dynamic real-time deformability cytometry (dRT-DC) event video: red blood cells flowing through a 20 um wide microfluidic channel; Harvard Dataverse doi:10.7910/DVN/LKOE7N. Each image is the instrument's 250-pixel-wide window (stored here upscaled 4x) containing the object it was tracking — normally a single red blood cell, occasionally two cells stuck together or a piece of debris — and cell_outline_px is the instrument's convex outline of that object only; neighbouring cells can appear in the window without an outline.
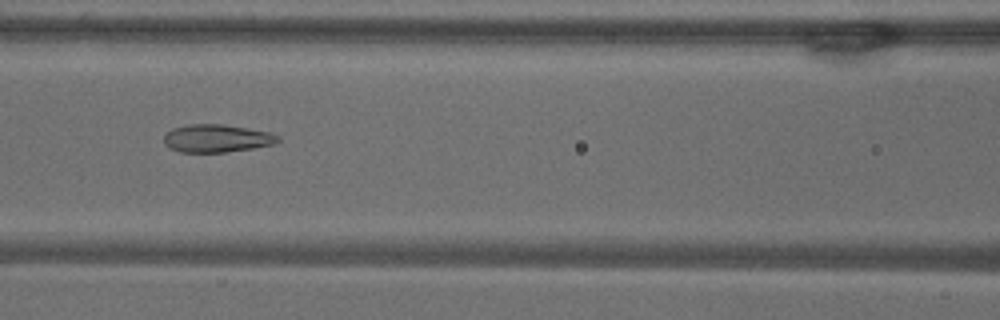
{"species": "common noctule bat (a hibernating species)", "species_latin": "Nyctalus noctula", "temperature_condition": "warm", "stored_images_in_passage": 42, "camera_frame_rate_fps": 3000, "um_per_image_px": 0.085, "animal": {"sex": "male", "body_mass_g": 18.8}, "frame": {"image": 1, "passage_image": 19, "time_ms": 6.0, "image_size_px": [1000, 320], "cell_outline_px": [[280, 140], [272, 144], [252, 148], [224, 152], [180, 152], [168, 148], [164, 144], [164, 136], [172, 128], [188, 124], [224, 124], [268, 132], [280, 136]], "centroid_in_image_um": [18.38, 11.76], "position_along_channel_um": 148.2, "area_um2": 18.44}}
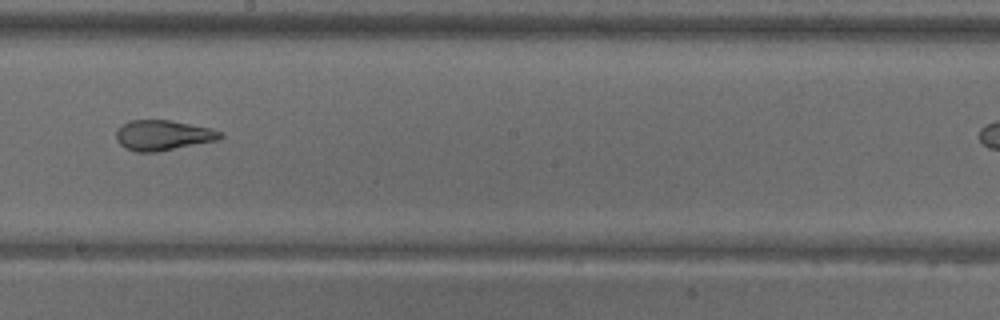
{"frame": {"image": 2, "passage_image": 26, "time_ms": 8.333, "image_size_px": [1000, 320], "cell_outline_px": [[224, 136], [220, 140], [156, 152], [136, 152], [124, 148], [116, 140], [116, 132], [124, 124], [132, 120], [172, 120], [208, 128], [224, 132]], "centroid_in_image_um": [13.88, 11.51], "position_along_channel_um": 234.3, "area_um2": 18.38}}
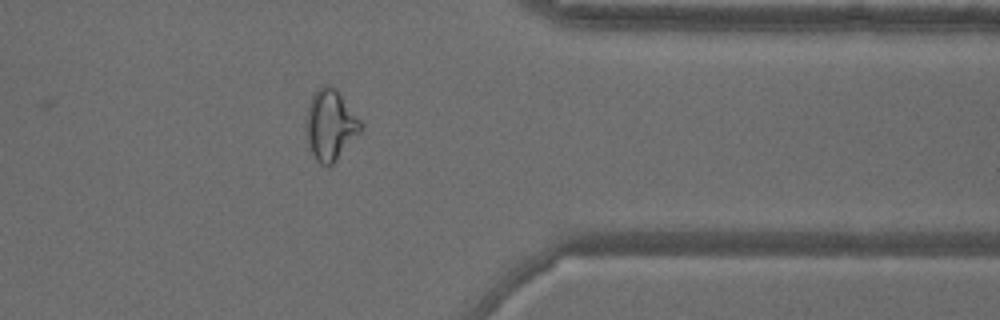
{"frame": {"image": 3, "passage_image": 39, "time_ms": 12.667, "image_size_px": [1000, 320], "cell_outline_px": [[364, 124], [360, 132], [332, 164], [328, 168], [320, 164], [312, 156], [308, 148], [308, 104], [312, 96], [324, 84], [336, 88]], "centroid_in_image_um": [28.1, 10.65], "position_along_channel_um": 383.3, "area_um2": 22.08}}